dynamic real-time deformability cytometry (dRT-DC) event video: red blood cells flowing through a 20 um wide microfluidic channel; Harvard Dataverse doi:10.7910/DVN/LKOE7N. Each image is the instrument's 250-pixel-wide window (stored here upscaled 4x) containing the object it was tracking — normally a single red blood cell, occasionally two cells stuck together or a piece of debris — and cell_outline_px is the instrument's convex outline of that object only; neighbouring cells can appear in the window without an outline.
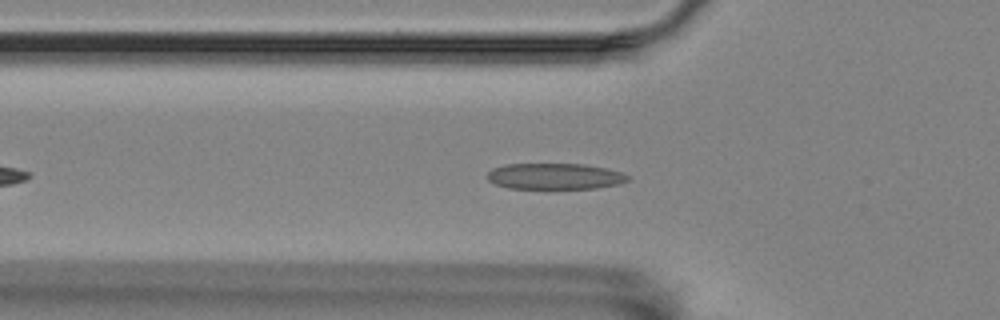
{"species": "Egyptian fruit bat (a non-hibernating species)", "species_latin": "Rousettus aegyptiacus", "temperature_condition": "room temperature", "stored_images_in_passage": 38, "camera_frame_rate_fps": 3000, "um_per_image_px": 0.085, "animal": {"sex": "female"}, "frame": {"image": 1, "passage_image": 5, "time_ms": 1.333, "image_size_px": [1000, 320], "cell_outline_px": [[628, 180], [620, 184], [596, 188], [508, 188], [496, 184], [488, 180], [484, 176], [492, 168], [504, 164], [584, 164], [608, 168], [620, 172], [628, 176]], "centroid_in_image_um": [47.13, 14.98], "position_along_channel_um": 78.7, "area_um2": 21.39}}
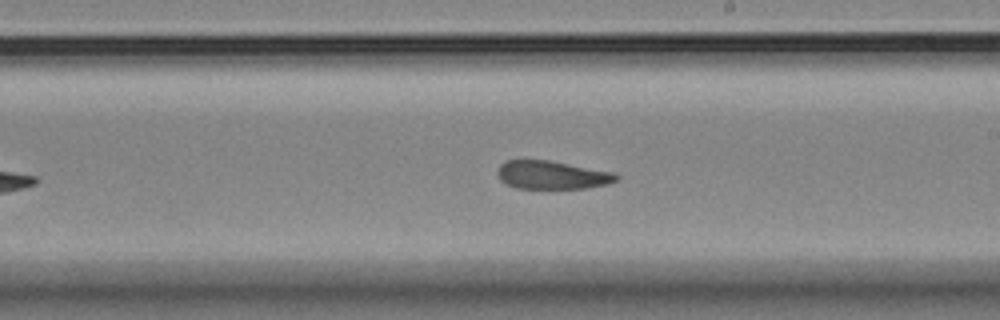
{"frame": {"image": 2, "passage_image": 19, "time_ms": 6.0, "image_size_px": [1000, 320], "cell_outline_px": [[620, 176], [616, 180], [608, 184], [588, 188], [516, 188], [504, 184], [500, 180], [496, 172], [500, 164], [504, 160], [548, 160], [612, 172]], "centroid_in_image_um": [46.87, 14.87], "position_along_channel_um": 242.1, "area_um2": 19.59}}
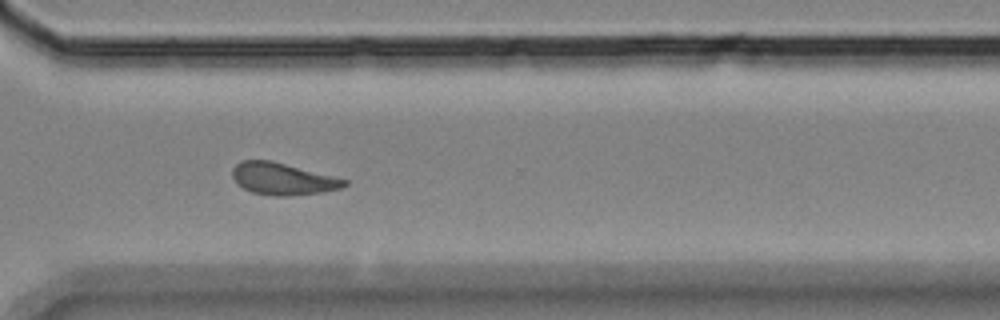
{"frame": {"image": 3, "passage_image": 28, "time_ms": 9.0, "image_size_px": [1000, 320], "cell_outline_px": [[348, 184], [340, 188], [320, 192], [288, 196], [272, 196], [252, 192], [236, 184], [232, 176], [232, 168], [240, 160], [272, 160], [348, 180]], "centroid_in_image_um": [23.98, 15.19], "position_along_channel_um": 346.6, "area_um2": 20.87}, "authors_computed_cell_mechanics": {"area_um2": 20.6924, "velocity_mm_per_s": 3.4833, "shape_relaxation_time_tau1_ms": null, "shape_relaxation_time_tau2_ms": 3.4698, "deformation_change_tau1": null, "deformation_change_tau2": 0.1065}}